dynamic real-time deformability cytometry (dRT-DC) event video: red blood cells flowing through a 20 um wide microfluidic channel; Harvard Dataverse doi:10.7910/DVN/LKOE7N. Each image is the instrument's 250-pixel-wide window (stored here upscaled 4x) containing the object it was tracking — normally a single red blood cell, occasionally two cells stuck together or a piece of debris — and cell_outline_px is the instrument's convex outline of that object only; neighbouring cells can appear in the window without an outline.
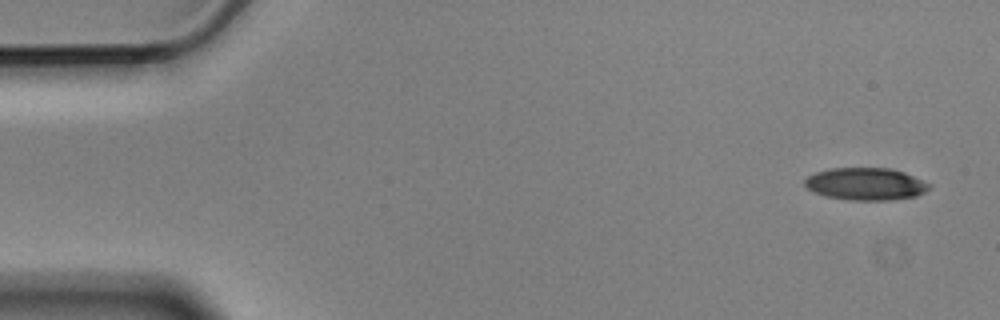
{"species": "Egyptian fruit bat (a non-hibernating species)", "species_latin": "Rousettus aegyptiacus", "temperature_condition": "cold", "stored_images_in_passage": 7, "camera_frame_rate_fps": 3000, "um_per_image_px": 0.085, "animal": {"sex": "male"}, "frame": {"image": 1, "passage_image": 1, "time_ms": 0.0, "image_size_px": [1000, 320], "cell_outline_px": [[932, 188], [916, 196], [892, 200], [848, 200], [828, 196], [816, 192], [808, 188], [804, 184], [804, 180], [808, 176], [816, 172], [828, 168], [888, 168], [904, 172], [932, 184]], "centroid_in_image_um": [73.62, 15.63], "position_along_channel_um": 11.4, "area_um2": 23.47}}
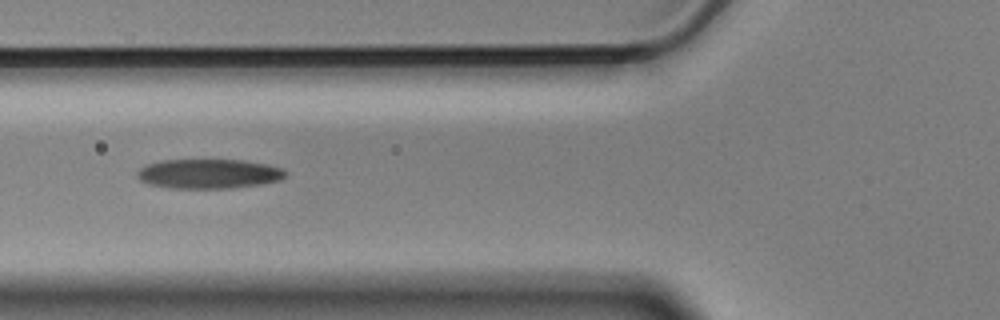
{"frame": {"image": 2, "passage_image": 6, "time_ms": 1.667, "image_size_px": [1000, 320], "cell_outline_px": [[288, 172], [280, 180], [260, 184], [232, 188], [168, 188], [148, 184], [140, 180], [136, 176], [136, 172], [140, 168], [148, 164], [160, 160], [244, 160], [268, 164], [280, 168]], "centroid_in_image_um": [17.72, 14.77], "position_along_channel_um": 108.1, "area_um2": 25.61}}
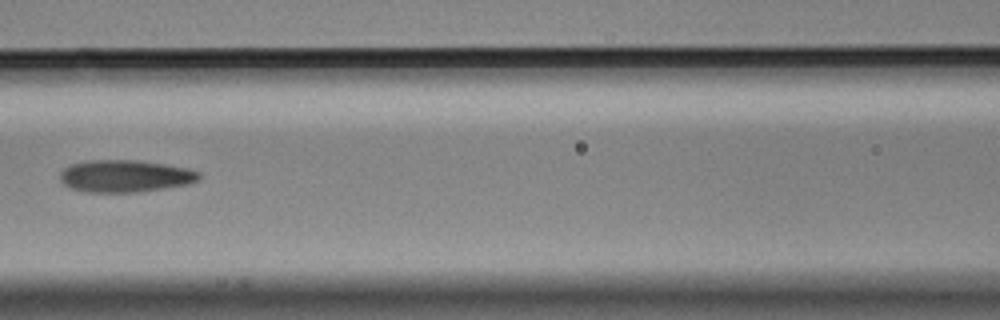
{"frame": {"image": 3, "passage_image": 7, "time_ms": 2.0, "image_size_px": [1000, 320], "cell_outline_px": [[200, 180], [188, 184], [136, 192], [84, 192], [72, 188], [64, 184], [60, 180], [60, 172], [64, 168], [72, 164], [88, 160], [136, 160], [164, 164], [188, 168], [200, 172]], "centroid_in_image_um": [10.63, 14.96], "position_along_channel_um": 156.0, "area_um2": 26.01}}